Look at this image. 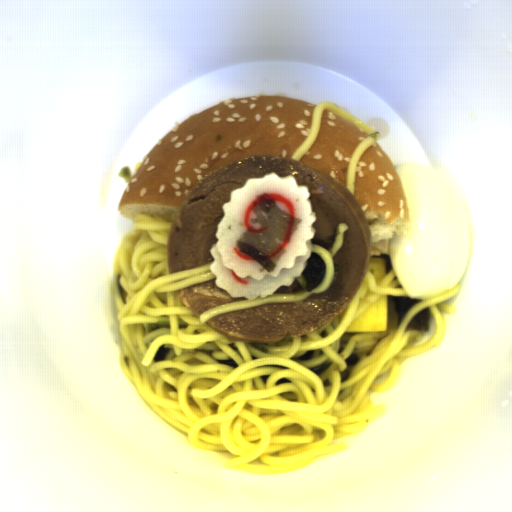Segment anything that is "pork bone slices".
<instances>
[{"label": "pork bone slices", "instance_id": "1", "mask_svg": "<svg viewBox=\"0 0 512 512\" xmlns=\"http://www.w3.org/2000/svg\"><path fill=\"white\" fill-rule=\"evenodd\" d=\"M267 173L294 176L309 190L313 245L330 250L339 224H346L343 246L332 258L334 280L322 293L295 302L268 304L218 314L204 323L232 342L274 343L286 334L300 337L340 314L354 299L370 267L372 233L355 195L330 175L293 158L271 155L245 157L228 162L203 177L186 195L172 222L167 238L169 274L214 261L210 248L216 242L223 205L231 191L248 178Z\"/></svg>", "mask_w": 512, "mask_h": 512}, {"label": "pork bone slices", "instance_id": "2", "mask_svg": "<svg viewBox=\"0 0 512 512\" xmlns=\"http://www.w3.org/2000/svg\"><path fill=\"white\" fill-rule=\"evenodd\" d=\"M215 281L216 278L174 292L198 319L215 306L249 300L246 297H230L225 290L216 286Z\"/></svg>", "mask_w": 512, "mask_h": 512}, {"label": "pork bone slices", "instance_id": "3", "mask_svg": "<svg viewBox=\"0 0 512 512\" xmlns=\"http://www.w3.org/2000/svg\"><path fill=\"white\" fill-rule=\"evenodd\" d=\"M299 286H301V284L298 282V280L295 277L293 283L290 286H281L272 295H291V294H293V290Z\"/></svg>", "mask_w": 512, "mask_h": 512}]
</instances>
